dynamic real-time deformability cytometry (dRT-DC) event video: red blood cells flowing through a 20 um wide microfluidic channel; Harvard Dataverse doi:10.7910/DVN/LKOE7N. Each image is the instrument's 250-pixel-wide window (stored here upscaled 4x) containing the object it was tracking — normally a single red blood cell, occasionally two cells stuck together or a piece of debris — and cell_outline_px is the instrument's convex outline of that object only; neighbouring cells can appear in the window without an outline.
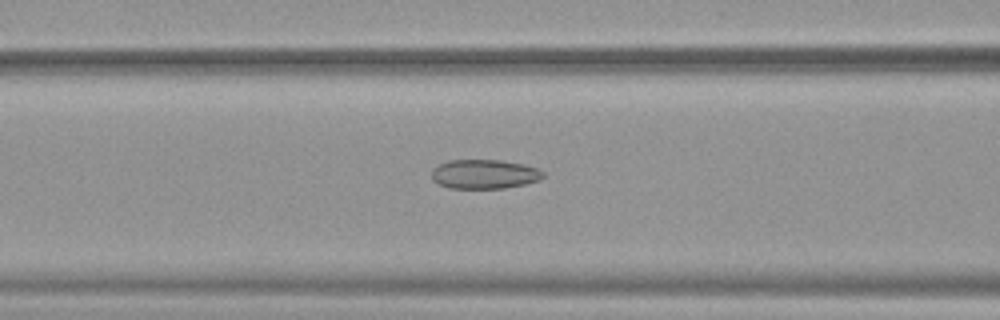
{"species": "common noctule bat (a hibernating species)", "species_latin": "Nyctalus noctula", "temperature_condition": "warm", "stored_images_in_passage": 51, "camera_frame_rate_fps": 3000, "um_per_image_px": 0.085, "animal": {"sex": "female", "body_mass_g": 19.9}, "frame": {"image": 1, "passage_image": 21, "time_ms": 6.667, "image_size_px": [1000, 320], "cell_outline_px": [[544, 176], [540, 180], [528, 184], [504, 188], [448, 188], [432, 180], [432, 168], [448, 160], [500, 160], [524, 164], [536, 168], [544, 172]], "centroid_in_image_um": [41.19, 14.8], "position_along_channel_um": 125.4, "area_um2": 19.13}}
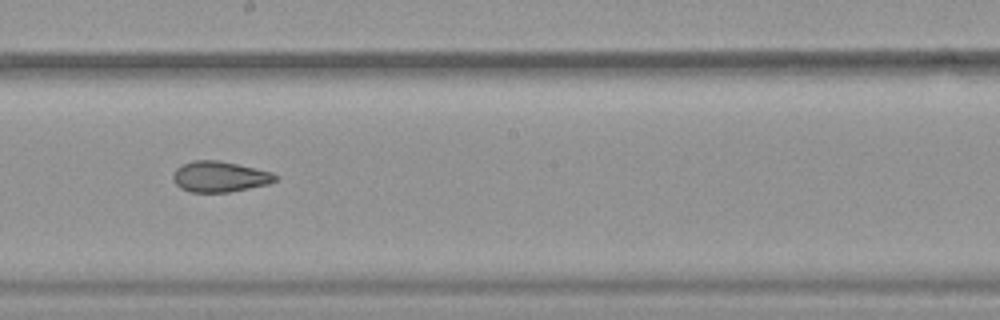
{"frame": {"image": 2, "passage_image": 29, "time_ms": 9.333, "image_size_px": [1000, 320], "cell_outline_px": [[280, 176], [276, 180], [268, 184], [228, 192], [188, 192], [180, 188], [172, 180], [172, 176], [176, 168], [192, 160], [216, 160], [256, 168], [272, 172]], "centroid_in_image_um": [18.66, 15.02], "position_along_channel_um": 229.5, "area_um2": 18.32}}
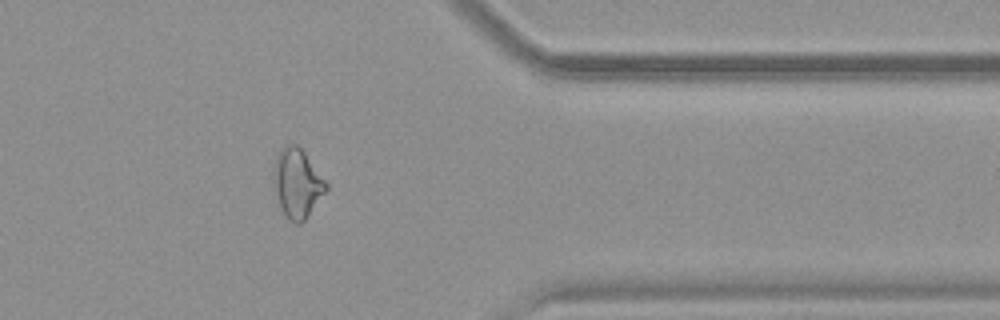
{"frame": {"image": 3, "passage_image": 42, "time_ms": 13.667, "image_size_px": [1000, 320], "cell_outline_px": [[328, 188], [304, 220], [300, 224], [296, 224], [288, 220], [284, 216], [272, 180], [272, 168], [276, 156], [288, 144], [296, 144], [304, 152], [328, 184]], "centroid_in_image_um": [25.24, 15.59], "position_along_channel_um": 386.2, "area_um2": 20.87}, "authors_computed_cell_mechanics": {"area_um2": 21.0392, "velocity_mm_per_s": 3.91, "shape_relaxation_time_tau1_ms": null, "shape_relaxation_time_tau2_ms": 3.3708, "deformation_change_tau1": null, "deformation_change_tau2": 0.1112}}